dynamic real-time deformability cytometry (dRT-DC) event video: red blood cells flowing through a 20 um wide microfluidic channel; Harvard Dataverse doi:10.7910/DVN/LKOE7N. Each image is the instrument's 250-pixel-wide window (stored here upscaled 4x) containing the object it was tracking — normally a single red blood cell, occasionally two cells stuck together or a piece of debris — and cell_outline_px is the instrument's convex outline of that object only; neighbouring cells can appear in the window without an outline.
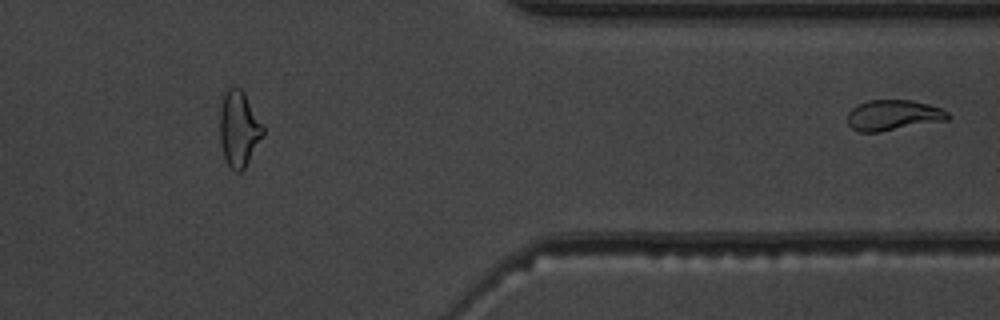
{"species": "common noctule bat (a hibernating species)", "species_latin": "Nyctalus noctula", "temperature_condition": "warm", "stored_images_in_passage": 27, "segment_of_instrument_passage": [2, 2], "camera_frame_rate_fps": 3000, "um_per_image_px": 0.085, "animal": {"sex": "male", "body_mass_g": 19.5, "forearm_length_mm": 54.6}, "frame": {"image": 1, "passage_image": 27, "time_ms": 8.667, "image_size_px": [1000, 320], "cell_outline_px": [[952, 116], [948, 120], [880, 132], [856, 132], [848, 124], [848, 112], [856, 104], [868, 100], [912, 100], [928, 104], [940, 108], [948, 112]], "centroid_in_image_um": [75.92, 9.79], "position_along_channel_um": 335.5, "area_um2": 18.09}}